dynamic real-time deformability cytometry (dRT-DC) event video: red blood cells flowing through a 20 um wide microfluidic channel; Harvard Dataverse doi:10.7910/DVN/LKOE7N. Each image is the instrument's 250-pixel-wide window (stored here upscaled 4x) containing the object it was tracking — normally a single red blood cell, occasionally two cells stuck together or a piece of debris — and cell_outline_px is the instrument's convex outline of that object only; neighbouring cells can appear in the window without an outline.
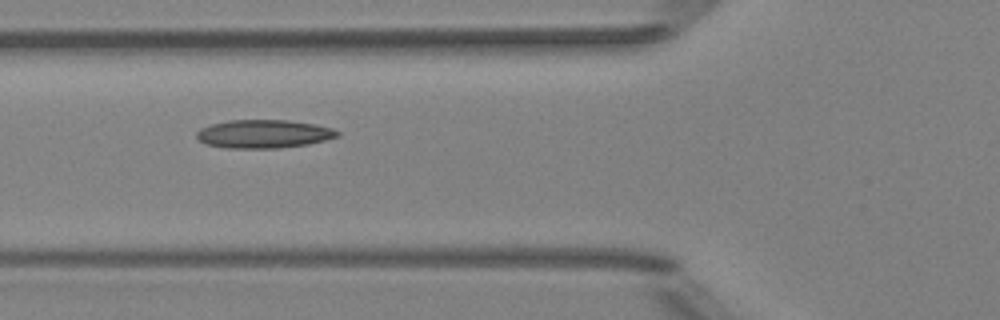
{"species": "Egyptian fruit bat (a non-hibernating species)", "species_latin": "Rousettus aegyptiacus", "temperature_condition": "room temperature", "stored_images_in_passage": 3, "camera_frame_rate_fps": 3000, "um_per_image_px": 0.085, "animal": {"sex": "female"}, "frame": {"image": 1, "passage_image": 2, "time_ms": 1.0, "image_size_px": [1000, 320], "cell_outline_px": [[340, 136], [308, 144], [276, 148], [228, 148], [204, 144], [196, 136], [196, 132], [200, 128], [212, 124], [228, 120], [288, 120], [316, 124], [332, 128], [340, 132]], "centroid_in_image_um": [22.41, 11.38], "position_along_channel_um": 103.4, "area_um2": 23.29}}
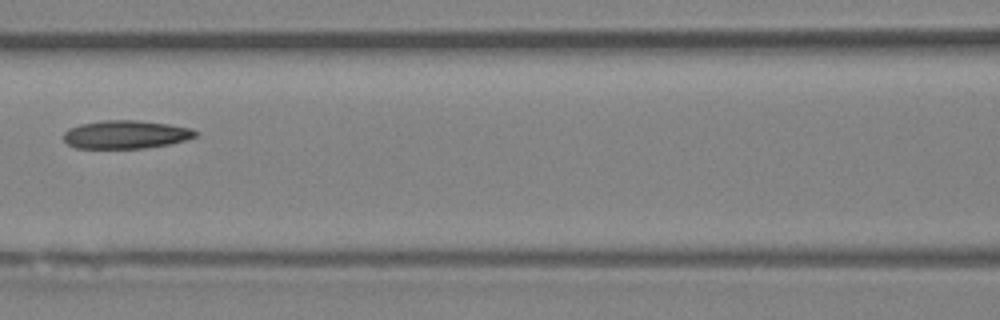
{"frame": {"image": 2, "passage_image": 3, "time_ms": 2.333, "image_size_px": [1000, 320], "cell_outline_px": [[200, 132], [196, 136], [184, 140], [168, 144], [144, 148], [76, 148], [68, 144], [64, 140], [64, 132], [68, 128], [80, 124], [104, 120], [136, 120], [168, 124], [192, 128]], "centroid_in_image_um": [10.69, 11.43], "position_along_channel_um": 155.9, "area_um2": 21.68}}